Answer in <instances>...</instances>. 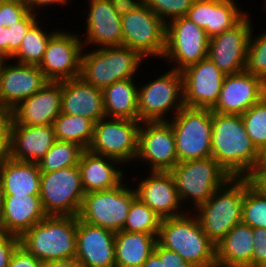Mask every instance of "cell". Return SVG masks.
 <instances>
[{"label": "cell", "instance_id": "6da1fadb", "mask_svg": "<svg viewBox=\"0 0 266 267\" xmlns=\"http://www.w3.org/2000/svg\"><path fill=\"white\" fill-rule=\"evenodd\" d=\"M211 147L212 158L230 177H248L260 161L242 115L212 112Z\"/></svg>", "mask_w": 266, "mask_h": 267}, {"label": "cell", "instance_id": "7a4b0ae2", "mask_svg": "<svg viewBox=\"0 0 266 267\" xmlns=\"http://www.w3.org/2000/svg\"><path fill=\"white\" fill-rule=\"evenodd\" d=\"M157 242L178 253L193 267H217L216 245L203 232L192 211L178 217L163 218Z\"/></svg>", "mask_w": 266, "mask_h": 267}, {"label": "cell", "instance_id": "3957f363", "mask_svg": "<svg viewBox=\"0 0 266 267\" xmlns=\"http://www.w3.org/2000/svg\"><path fill=\"white\" fill-rule=\"evenodd\" d=\"M77 216L47 215L20 237V245L41 262L76 257Z\"/></svg>", "mask_w": 266, "mask_h": 267}, {"label": "cell", "instance_id": "277c9868", "mask_svg": "<svg viewBox=\"0 0 266 267\" xmlns=\"http://www.w3.org/2000/svg\"><path fill=\"white\" fill-rule=\"evenodd\" d=\"M243 200L244 177H231L206 202L192 209L203 232L215 245L241 223Z\"/></svg>", "mask_w": 266, "mask_h": 267}, {"label": "cell", "instance_id": "5b68a950", "mask_svg": "<svg viewBox=\"0 0 266 267\" xmlns=\"http://www.w3.org/2000/svg\"><path fill=\"white\" fill-rule=\"evenodd\" d=\"M144 60L137 51L124 45L94 48L82 52L79 77L103 90L115 82L134 78Z\"/></svg>", "mask_w": 266, "mask_h": 267}, {"label": "cell", "instance_id": "8992f818", "mask_svg": "<svg viewBox=\"0 0 266 267\" xmlns=\"http://www.w3.org/2000/svg\"><path fill=\"white\" fill-rule=\"evenodd\" d=\"M168 123L175 136L178 162L212 157L211 109L184 105Z\"/></svg>", "mask_w": 266, "mask_h": 267}, {"label": "cell", "instance_id": "52a82bcc", "mask_svg": "<svg viewBox=\"0 0 266 267\" xmlns=\"http://www.w3.org/2000/svg\"><path fill=\"white\" fill-rule=\"evenodd\" d=\"M182 203L192 200L196 208L231 177L211 157L178 162L170 171Z\"/></svg>", "mask_w": 266, "mask_h": 267}, {"label": "cell", "instance_id": "ba28073f", "mask_svg": "<svg viewBox=\"0 0 266 267\" xmlns=\"http://www.w3.org/2000/svg\"><path fill=\"white\" fill-rule=\"evenodd\" d=\"M136 197L135 189L127 188L124 182L109 190L85 193L78 218L115 233L122 231Z\"/></svg>", "mask_w": 266, "mask_h": 267}, {"label": "cell", "instance_id": "9c48e42d", "mask_svg": "<svg viewBox=\"0 0 266 267\" xmlns=\"http://www.w3.org/2000/svg\"><path fill=\"white\" fill-rule=\"evenodd\" d=\"M184 106L183 78L181 71L171 69L138 88V121L168 122L165 113ZM174 108V109H173Z\"/></svg>", "mask_w": 266, "mask_h": 267}, {"label": "cell", "instance_id": "30bf717a", "mask_svg": "<svg viewBox=\"0 0 266 267\" xmlns=\"http://www.w3.org/2000/svg\"><path fill=\"white\" fill-rule=\"evenodd\" d=\"M84 195L78 165L41 172L39 197L47 215L78 216Z\"/></svg>", "mask_w": 266, "mask_h": 267}, {"label": "cell", "instance_id": "8fae6325", "mask_svg": "<svg viewBox=\"0 0 266 267\" xmlns=\"http://www.w3.org/2000/svg\"><path fill=\"white\" fill-rule=\"evenodd\" d=\"M122 45L137 51L143 58L163 57L166 47V23L144 2L121 17Z\"/></svg>", "mask_w": 266, "mask_h": 267}, {"label": "cell", "instance_id": "7c38bea8", "mask_svg": "<svg viewBox=\"0 0 266 267\" xmlns=\"http://www.w3.org/2000/svg\"><path fill=\"white\" fill-rule=\"evenodd\" d=\"M140 125L141 122L136 120L104 117L95 123L93 139L88 149L121 164H128L130 160L137 161Z\"/></svg>", "mask_w": 266, "mask_h": 267}, {"label": "cell", "instance_id": "4fadbf2b", "mask_svg": "<svg viewBox=\"0 0 266 267\" xmlns=\"http://www.w3.org/2000/svg\"><path fill=\"white\" fill-rule=\"evenodd\" d=\"M209 37L204 29L186 16L166 24V47L163 58L173 63L177 71L208 57Z\"/></svg>", "mask_w": 266, "mask_h": 267}, {"label": "cell", "instance_id": "5bb4252c", "mask_svg": "<svg viewBox=\"0 0 266 267\" xmlns=\"http://www.w3.org/2000/svg\"><path fill=\"white\" fill-rule=\"evenodd\" d=\"M82 38L75 33L58 30L49 40L38 67L48 81L61 82L80 76Z\"/></svg>", "mask_w": 266, "mask_h": 267}, {"label": "cell", "instance_id": "9a60e30c", "mask_svg": "<svg viewBox=\"0 0 266 267\" xmlns=\"http://www.w3.org/2000/svg\"><path fill=\"white\" fill-rule=\"evenodd\" d=\"M246 15L237 25L209 38L208 57L225 75L245 71L246 56L253 27Z\"/></svg>", "mask_w": 266, "mask_h": 267}, {"label": "cell", "instance_id": "2e32d148", "mask_svg": "<svg viewBox=\"0 0 266 267\" xmlns=\"http://www.w3.org/2000/svg\"><path fill=\"white\" fill-rule=\"evenodd\" d=\"M137 159L150 171H170L178 164L175 136L168 122H141Z\"/></svg>", "mask_w": 266, "mask_h": 267}, {"label": "cell", "instance_id": "e0dca14e", "mask_svg": "<svg viewBox=\"0 0 266 267\" xmlns=\"http://www.w3.org/2000/svg\"><path fill=\"white\" fill-rule=\"evenodd\" d=\"M184 105L213 109L219 98L225 74L207 57L181 71Z\"/></svg>", "mask_w": 266, "mask_h": 267}, {"label": "cell", "instance_id": "ac0fdd59", "mask_svg": "<svg viewBox=\"0 0 266 267\" xmlns=\"http://www.w3.org/2000/svg\"><path fill=\"white\" fill-rule=\"evenodd\" d=\"M266 95V83L257 76L242 71L226 75L219 98L212 112L242 115Z\"/></svg>", "mask_w": 266, "mask_h": 267}, {"label": "cell", "instance_id": "d6986e66", "mask_svg": "<svg viewBox=\"0 0 266 267\" xmlns=\"http://www.w3.org/2000/svg\"><path fill=\"white\" fill-rule=\"evenodd\" d=\"M7 62L6 59L0 75V108L12 110L49 81L37 65Z\"/></svg>", "mask_w": 266, "mask_h": 267}, {"label": "cell", "instance_id": "ffe728a7", "mask_svg": "<svg viewBox=\"0 0 266 267\" xmlns=\"http://www.w3.org/2000/svg\"><path fill=\"white\" fill-rule=\"evenodd\" d=\"M75 259L83 267H116L115 232L87 224L77 216Z\"/></svg>", "mask_w": 266, "mask_h": 267}, {"label": "cell", "instance_id": "44dd1931", "mask_svg": "<svg viewBox=\"0 0 266 267\" xmlns=\"http://www.w3.org/2000/svg\"><path fill=\"white\" fill-rule=\"evenodd\" d=\"M138 183L136 196L162 219L182 216L189 211H182V203L169 171H151L150 177Z\"/></svg>", "mask_w": 266, "mask_h": 267}, {"label": "cell", "instance_id": "7402d4cb", "mask_svg": "<svg viewBox=\"0 0 266 267\" xmlns=\"http://www.w3.org/2000/svg\"><path fill=\"white\" fill-rule=\"evenodd\" d=\"M62 81H49L31 97L20 102L14 109L13 121L18 125H53L61 113Z\"/></svg>", "mask_w": 266, "mask_h": 267}, {"label": "cell", "instance_id": "603a6c76", "mask_svg": "<svg viewBox=\"0 0 266 267\" xmlns=\"http://www.w3.org/2000/svg\"><path fill=\"white\" fill-rule=\"evenodd\" d=\"M37 16L18 0H0V57L12 58Z\"/></svg>", "mask_w": 266, "mask_h": 267}, {"label": "cell", "instance_id": "cb8c5ba5", "mask_svg": "<svg viewBox=\"0 0 266 267\" xmlns=\"http://www.w3.org/2000/svg\"><path fill=\"white\" fill-rule=\"evenodd\" d=\"M89 1L87 36L82 41L84 48L87 44L99 45L100 48L122 45L121 16L116 13L109 0Z\"/></svg>", "mask_w": 266, "mask_h": 267}, {"label": "cell", "instance_id": "d4e9b609", "mask_svg": "<svg viewBox=\"0 0 266 267\" xmlns=\"http://www.w3.org/2000/svg\"><path fill=\"white\" fill-rule=\"evenodd\" d=\"M52 125H11L9 157L16 161L38 163L55 143Z\"/></svg>", "mask_w": 266, "mask_h": 267}, {"label": "cell", "instance_id": "484cf974", "mask_svg": "<svg viewBox=\"0 0 266 267\" xmlns=\"http://www.w3.org/2000/svg\"><path fill=\"white\" fill-rule=\"evenodd\" d=\"M46 216L39 195H4L0 219L5 234L21 237Z\"/></svg>", "mask_w": 266, "mask_h": 267}, {"label": "cell", "instance_id": "4316f807", "mask_svg": "<svg viewBox=\"0 0 266 267\" xmlns=\"http://www.w3.org/2000/svg\"><path fill=\"white\" fill-rule=\"evenodd\" d=\"M61 113L98 122L106 117L102 90L85 83L80 77L62 81Z\"/></svg>", "mask_w": 266, "mask_h": 267}, {"label": "cell", "instance_id": "83f0119b", "mask_svg": "<svg viewBox=\"0 0 266 267\" xmlns=\"http://www.w3.org/2000/svg\"><path fill=\"white\" fill-rule=\"evenodd\" d=\"M119 161L104 155L83 150L78 163L81 182L85 193L91 191L109 190L120 185L124 173Z\"/></svg>", "mask_w": 266, "mask_h": 267}, {"label": "cell", "instance_id": "f1b7e54d", "mask_svg": "<svg viewBox=\"0 0 266 267\" xmlns=\"http://www.w3.org/2000/svg\"><path fill=\"white\" fill-rule=\"evenodd\" d=\"M253 228L236 224L216 245L217 267H252Z\"/></svg>", "mask_w": 266, "mask_h": 267}, {"label": "cell", "instance_id": "f546056e", "mask_svg": "<svg viewBox=\"0 0 266 267\" xmlns=\"http://www.w3.org/2000/svg\"><path fill=\"white\" fill-rule=\"evenodd\" d=\"M41 171L34 162L10 157L0 164V182L4 195H40Z\"/></svg>", "mask_w": 266, "mask_h": 267}, {"label": "cell", "instance_id": "4dcf8cb0", "mask_svg": "<svg viewBox=\"0 0 266 267\" xmlns=\"http://www.w3.org/2000/svg\"><path fill=\"white\" fill-rule=\"evenodd\" d=\"M158 235L119 231L115 233L116 267H142L153 252Z\"/></svg>", "mask_w": 266, "mask_h": 267}, {"label": "cell", "instance_id": "1f68e13d", "mask_svg": "<svg viewBox=\"0 0 266 267\" xmlns=\"http://www.w3.org/2000/svg\"><path fill=\"white\" fill-rule=\"evenodd\" d=\"M134 78L118 81L102 90L106 117L138 121V86Z\"/></svg>", "mask_w": 266, "mask_h": 267}, {"label": "cell", "instance_id": "d6a6232c", "mask_svg": "<svg viewBox=\"0 0 266 267\" xmlns=\"http://www.w3.org/2000/svg\"><path fill=\"white\" fill-rule=\"evenodd\" d=\"M95 123L86 117L60 113L53 122L56 140L73 142L84 150L91 145Z\"/></svg>", "mask_w": 266, "mask_h": 267}, {"label": "cell", "instance_id": "836d02e7", "mask_svg": "<svg viewBox=\"0 0 266 267\" xmlns=\"http://www.w3.org/2000/svg\"><path fill=\"white\" fill-rule=\"evenodd\" d=\"M37 21L24 36L20 48L12 56L17 63L28 65H39L50 38L58 31L46 33Z\"/></svg>", "mask_w": 266, "mask_h": 267}, {"label": "cell", "instance_id": "e575fe53", "mask_svg": "<svg viewBox=\"0 0 266 267\" xmlns=\"http://www.w3.org/2000/svg\"><path fill=\"white\" fill-rule=\"evenodd\" d=\"M83 148L76 143L56 140L50 150L37 163L41 172H54L77 166Z\"/></svg>", "mask_w": 266, "mask_h": 267}, {"label": "cell", "instance_id": "d590c367", "mask_svg": "<svg viewBox=\"0 0 266 267\" xmlns=\"http://www.w3.org/2000/svg\"><path fill=\"white\" fill-rule=\"evenodd\" d=\"M235 0H219L210 11L209 26L205 30L211 38L237 25L248 12L241 11Z\"/></svg>", "mask_w": 266, "mask_h": 267}, {"label": "cell", "instance_id": "8d00e7d4", "mask_svg": "<svg viewBox=\"0 0 266 267\" xmlns=\"http://www.w3.org/2000/svg\"><path fill=\"white\" fill-rule=\"evenodd\" d=\"M162 218L136 197L130 206L123 231L158 235Z\"/></svg>", "mask_w": 266, "mask_h": 267}, {"label": "cell", "instance_id": "74e56055", "mask_svg": "<svg viewBox=\"0 0 266 267\" xmlns=\"http://www.w3.org/2000/svg\"><path fill=\"white\" fill-rule=\"evenodd\" d=\"M241 222L252 228H266V197L250 184L248 177H244Z\"/></svg>", "mask_w": 266, "mask_h": 267}, {"label": "cell", "instance_id": "f35d334b", "mask_svg": "<svg viewBox=\"0 0 266 267\" xmlns=\"http://www.w3.org/2000/svg\"><path fill=\"white\" fill-rule=\"evenodd\" d=\"M246 132L261 153L266 148V95L242 114Z\"/></svg>", "mask_w": 266, "mask_h": 267}, {"label": "cell", "instance_id": "ab89813d", "mask_svg": "<svg viewBox=\"0 0 266 267\" xmlns=\"http://www.w3.org/2000/svg\"><path fill=\"white\" fill-rule=\"evenodd\" d=\"M245 71L260 77L266 83V31L258 37L251 35Z\"/></svg>", "mask_w": 266, "mask_h": 267}, {"label": "cell", "instance_id": "60d3db41", "mask_svg": "<svg viewBox=\"0 0 266 267\" xmlns=\"http://www.w3.org/2000/svg\"><path fill=\"white\" fill-rule=\"evenodd\" d=\"M166 24L169 20L187 15L194 0H143ZM168 18V19H166Z\"/></svg>", "mask_w": 266, "mask_h": 267}, {"label": "cell", "instance_id": "b9f144b4", "mask_svg": "<svg viewBox=\"0 0 266 267\" xmlns=\"http://www.w3.org/2000/svg\"><path fill=\"white\" fill-rule=\"evenodd\" d=\"M219 0H194L186 17L206 30L209 26L210 11Z\"/></svg>", "mask_w": 266, "mask_h": 267}, {"label": "cell", "instance_id": "7bdbcfd3", "mask_svg": "<svg viewBox=\"0 0 266 267\" xmlns=\"http://www.w3.org/2000/svg\"><path fill=\"white\" fill-rule=\"evenodd\" d=\"M12 122V110L0 108V164L9 157Z\"/></svg>", "mask_w": 266, "mask_h": 267}, {"label": "cell", "instance_id": "ee69618b", "mask_svg": "<svg viewBox=\"0 0 266 267\" xmlns=\"http://www.w3.org/2000/svg\"><path fill=\"white\" fill-rule=\"evenodd\" d=\"M252 267H266V228H253Z\"/></svg>", "mask_w": 266, "mask_h": 267}, {"label": "cell", "instance_id": "f6af8a7d", "mask_svg": "<svg viewBox=\"0 0 266 267\" xmlns=\"http://www.w3.org/2000/svg\"><path fill=\"white\" fill-rule=\"evenodd\" d=\"M20 246V237L4 234L0 237V267H8L15 250Z\"/></svg>", "mask_w": 266, "mask_h": 267}, {"label": "cell", "instance_id": "bcb514c9", "mask_svg": "<svg viewBox=\"0 0 266 267\" xmlns=\"http://www.w3.org/2000/svg\"><path fill=\"white\" fill-rule=\"evenodd\" d=\"M8 267H44V262L29 254L20 245L13 253Z\"/></svg>", "mask_w": 266, "mask_h": 267}, {"label": "cell", "instance_id": "7dc6e473", "mask_svg": "<svg viewBox=\"0 0 266 267\" xmlns=\"http://www.w3.org/2000/svg\"><path fill=\"white\" fill-rule=\"evenodd\" d=\"M154 251L159 255L160 259H164V267H193L178 253L162 247L158 242L155 244Z\"/></svg>", "mask_w": 266, "mask_h": 267}, {"label": "cell", "instance_id": "c3c4849f", "mask_svg": "<svg viewBox=\"0 0 266 267\" xmlns=\"http://www.w3.org/2000/svg\"><path fill=\"white\" fill-rule=\"evenodd\" d=\"M113 9L121 17L129 12L138 8L144 1L143 0H109Z\"/></svg>", "mask_w": 266, "mask_h": 267}, {"label": "cell", "instance_id": "681fc988", "mask_svg": "<svg viewBox=\"0 0 266 267\" xmlns=\"http://www.w3.org/2000/svg\"><path fill=\"white\" fill-rule=\"evenodd\" d=\"M248 179L250 184L266 197V169H254Z\"/></svg>", "mask_w": 266, "mask_h": 267}, {"label": "cell", "instance_id": "f907efd6", "mask_svg": "<svg viewBox=\"0 0 266 267\" xmlns=\"http://www.w3.org/2000/svg\"><path fill=\"white\" fill-rule=\"evenodd\" d=\"M44 267H83L75 258L44 262Z\"/></svg>", "mask_w": 266, "mask_h": 267}, {"label": "cell", "instance_id": "816d5d0a", "mask_svg": "<svg viewBox=\"0 0 266 267\" xmlns=\"http://www.w3.org/2000/svg\"><path fill=\"white\" fill-rule=\"evenodd\" d=\"M142 267H164V259H160L159 255L153 250Z\"/></svg>", "mask_w": 266, "mask_h": 267}, {"label": "cell", "instance_id": "f5cc1de1", "mask_svg": "<svg viewBox=\"0 0 266 267\" xmlns=\"http://www.w3.org/2000/svg\"><path fill=\"white\" fill-rule=\"evenodd\" d=\"M68 0H36V7L39 9L41 7L48 6L50 4H57V5H63L67 3Z\"/></svg>", "mask_w": 266, "mask_h": 267}, {"label": "cell", "instance_id": "db71d44e", "mask_svg": "<svg viewBox=\"0 0 266 267\" xmlns=\"http://www.w3.org/2000/svg\"><path fill=\"white\" fill-rule=\"evenodd\" d=\"M255 169H266V148L260 153V161Z\"/></svg>", "mask_w": 266, "mask_h": 267}, {"label": "cell", "instance_id": "11a10c76", "mask_svg": "<svg viewBox=\"0 0 266 267\" xmlns=\"http://www.w3.org/2000/svg\"><path fill=\"white\" fill-rule=\"evenodd\" d=\"M18 1L28 5L30 11L37 14L36 13L37 10H34V9H36V0H18Z\"/></svg>", "mask_w": 266, "mask_h": 267}, {"label": "cell", "instance_id": "9f6ffc18", "mask_svg": "<svg viewBox=\"0 0 266 267\" xmlns=\"http://www.w3.org/2000/svg\"><path fill=\"white\" fill-rule=\"evenodd\" d=\"M3 202H4V193H3L1 182H0V216L3 210Z\"/></svg>", "mask_w": 266, "mask_h": 267}, {"label": "cell", "instance_id": "6f0895ef", "mask_svg": "<svg viewBox=\"0 0 266 267\" xmlns=\"http://www.w3.org/2000/svg\"><path fill=\"white\" fill-rule=\"evenodd\" d=\"M5 60H6V58L0 57V75H1L2 67H3Z\"/></svg>", "mask_w": 266, "mask_h": 267}, {"label": "cell", "instance_id": "680465c9", "mask_svg": "<svg viewBox=\"0 0 266 267\" xmlns=\"http://www.w3.org/2000/svg\"><path fill=\"white\" fill-rule=\"evenodd\" d=\"M5 234L2 224H1V219H0V237H2Z\"/></svg>", "mask_w": 266, "mask_h": 267}]
</instances>
